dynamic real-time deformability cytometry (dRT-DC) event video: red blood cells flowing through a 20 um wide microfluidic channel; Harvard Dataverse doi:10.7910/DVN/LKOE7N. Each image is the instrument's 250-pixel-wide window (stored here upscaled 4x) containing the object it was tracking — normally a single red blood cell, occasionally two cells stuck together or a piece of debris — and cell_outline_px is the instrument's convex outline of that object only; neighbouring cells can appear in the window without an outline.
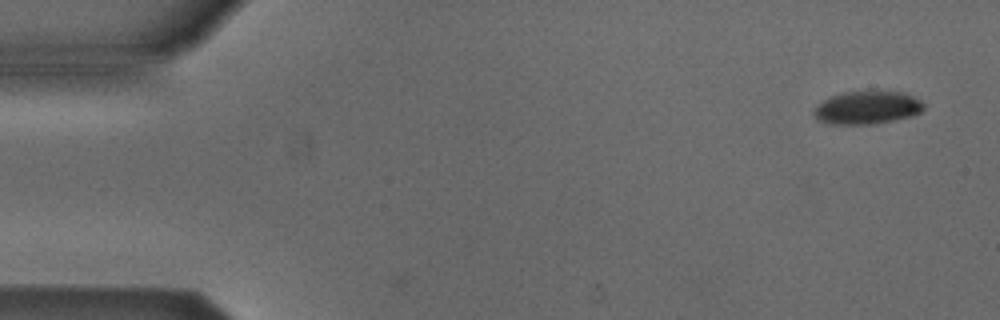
{"species": "Egyptian fruit bat (a non-hibernating species)", "species_latin": "Rousettus aegyptiacus", "temperature_condition": "cold", "stored_images_in_passage": 5, "camera_frame_rate_fps": 3000, "um_per_image_px": 0.085, "animal": {"sex": "male"}, "frame": {"image": 1, "passage_image": 1, "time_ms": 0.0, "image_size_px": [1000, 320], "cell_outline_px": [[924, 108], [920, 112], [908, 116], [892, 120], [872, 124], [828, 124], [816, 120], [812, 112], [816, 104], [832, 96], [844, 92], [904, 92], [920, 100], [924, 104]], "centroid_in_image_um": [73.64, 9.16], "position_along_channel_um": 11.4, "area_um2": 20.92}}
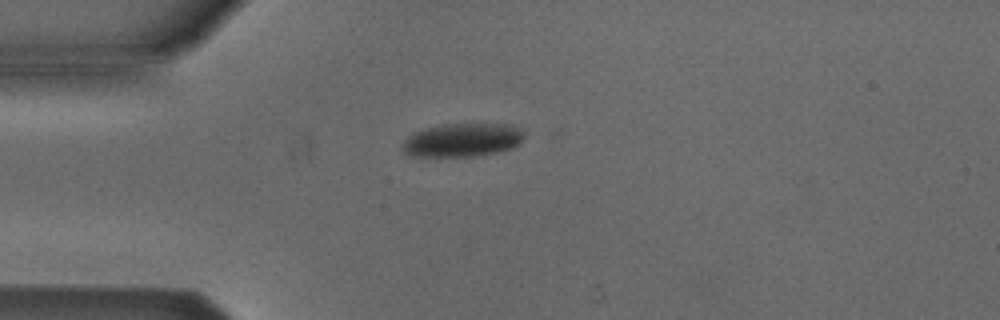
{"frame": {"image": 2, "passage_image": 4, "time_ms": 3.667, "image_size_px": [1000, 320], "cell_outline_px": [[524, 140], [520, 144], [512, 148], [496, 152], [476, 156], [412, 156], [404, 152], [400, 148], [400, 144], [412, 132], [424, 128], [440, 124], [512, 124], [524, 128]], "centroid_in_image_um": [39.32, 11.89], "position_along_channel_um": 45.7, "area_um2": 24.28}}